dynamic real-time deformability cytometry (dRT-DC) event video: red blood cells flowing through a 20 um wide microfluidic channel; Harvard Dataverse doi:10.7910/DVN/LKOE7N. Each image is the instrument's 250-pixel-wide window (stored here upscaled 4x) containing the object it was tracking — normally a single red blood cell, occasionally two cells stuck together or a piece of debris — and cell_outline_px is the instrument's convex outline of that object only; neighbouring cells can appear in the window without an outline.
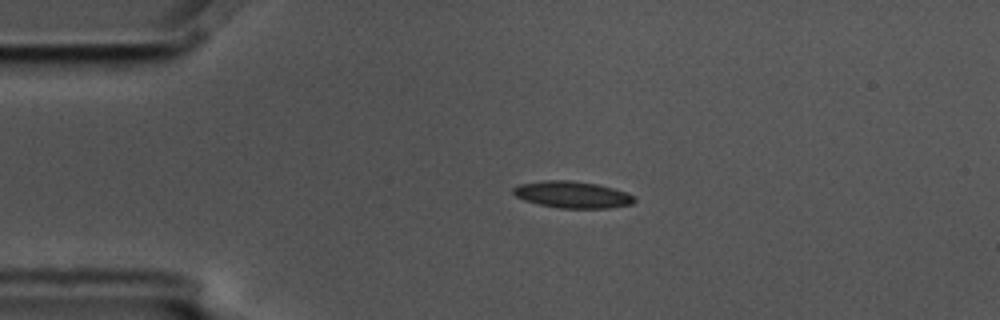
{"species": "common noctule bat (a hibernating species)", "species_latin": "Nyctalus noctula", "temperature_condition": "cold", "stored_images_in_passage": 2, "camera_frame_rate_fps": 3000, "um_per_image_px": 0.085, "animal": {"sex": "male", "body_mass_g": 17.5, "forearm_length_mm": 52.3}, "frame": {"image": 1, "passage_image": 1, "time_ms": 0.0, "image_size_px": [1000, 320], "cell_outline_px": [[636, 200], [632, 204], [608, 208], [560, 208], [540, 204], [524, 200], [516, 196], [512, 192], [512, 188], [520, 184], [544, 180], [572, 180], [596, 184], [612, 188], [624, 192], [632, 196]], "centroid_in_image_um": [48.62, 16.54], "position_along_channel_um": 36.4, "area_um2": 18.67}}